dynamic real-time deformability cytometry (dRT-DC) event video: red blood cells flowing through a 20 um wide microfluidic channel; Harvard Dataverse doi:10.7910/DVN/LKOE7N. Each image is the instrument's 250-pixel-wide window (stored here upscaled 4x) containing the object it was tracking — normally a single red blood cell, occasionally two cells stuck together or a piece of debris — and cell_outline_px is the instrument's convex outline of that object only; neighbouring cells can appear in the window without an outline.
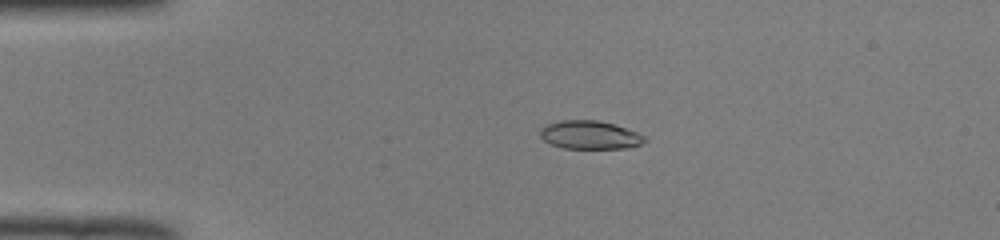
{"species": "common noctule bat (a hibernating species)", "species_latin": "Nyctalus noctula", "temperature_condition": "room temperature", "stored_images_in_passage": 48, "camera_frame_rate_fps": 3000, "um_per_image_px": 0.085, "animal": {"sex": "male", "body_mass_g": 19.0, "forearm_length_mm": 50.8}, "frame": {"image": 1, "passage_image": 8, "time_ms": 2.333, "image_size_px": [1000, 240], "cell_outline_px": [[636, 144], [616, 148], [568, 148], [556, 144], [548, 140], [544, 132], [544, 128], [552, 124], [572, 120], [588, 120], [612, 124], [632, 132]], "centroid_in_image_um": [50.03, 11.47], "position_along_channel_um": 35.0, "area_um2": 14.8}}
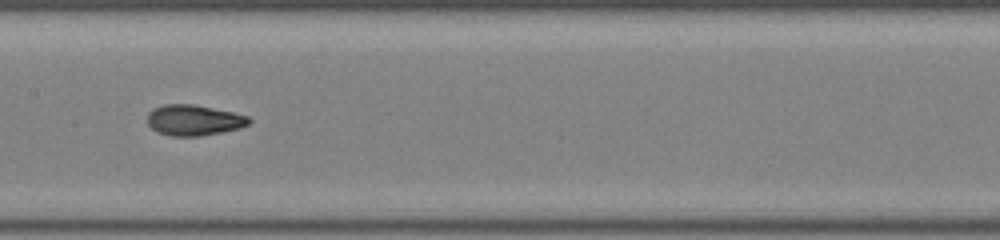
{"frame": {"image": 2, "passage_image": 23, "time_ms": 7.333, "image_size_px": [1000, 240], "cell_outline_px": [[248, 124], [232, 128], [212, 132], [160, 132], [148, 120], [148, 116], [152, 112], [160, 108], [172, 104], [180, 104], [208, 108], [228, 112], [244, 116], [248, 120]], "centroid_in_image_um": [16.48, 10.14], "position_along_channel_um": 190.9, "area_um2": 15.09}}
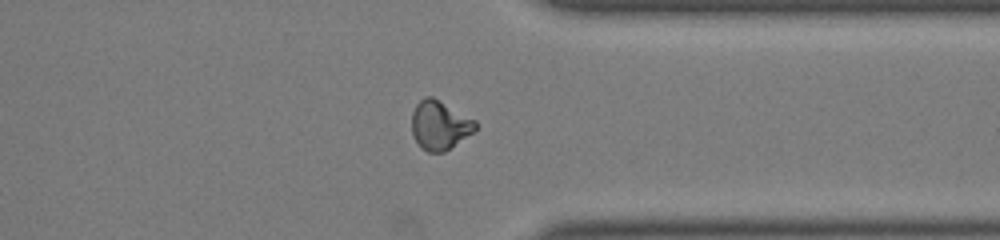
{"frame": {"image": 3, "passage_image": 37, "time_ms": 12.0, "image_size_px": [1000, 240], "cell_outline_px": [[476, 128], [472, 132], [448, 148], [440, 152], [432, 152], [424, 148], [416, 140], [412, 128], [412, 116], [416, 108], [424, 100], [436, 100], [472, 120], [476, 124]], "centroid_in_image_um": [37.36, 10.7], "position_along_channel_um": 374.0, "area_um2": 16.3}, "authors_computed_cell_mechanics": {"area_um2": 15.4037, "velocity_mm_per_s": 3.9639, "shape_relaxation_time_tau1_ms": null, "shape_relaxation_time_tau2_ms": 2.2499, "deformation_change_tau1": null, "deformation_change_tau2": 0.0726}}